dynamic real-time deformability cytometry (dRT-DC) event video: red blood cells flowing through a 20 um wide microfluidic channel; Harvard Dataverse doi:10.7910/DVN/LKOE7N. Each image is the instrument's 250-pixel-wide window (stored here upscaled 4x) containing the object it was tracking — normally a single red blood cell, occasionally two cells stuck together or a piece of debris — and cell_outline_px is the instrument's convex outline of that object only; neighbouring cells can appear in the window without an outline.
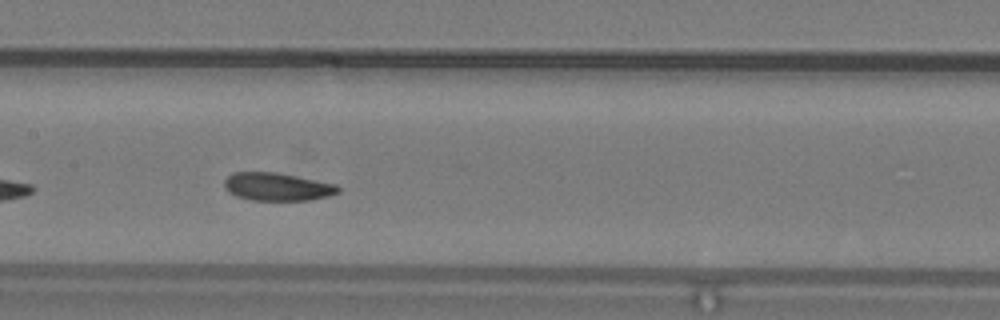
{"species": "common noctule bat (a hibernating species)", "species_latin": "Nyctalus noctula", "temperature_condition": "warm", "stored_images_in_passage": 35, "camera_frame_rate_fps": 3000, "um_per_image_px": 0.085, "animal": {"sex": "male", "body_mass_g": 19.2, "forearm_length_mm": 51.8}, "frame": {"image": 1, "passage_image": 11, "time_ms": 3.333, "image_size_px": [1000, 320], "cell_outline_px": [[340, 192], [332, 196], [312, 200], [252, 200], [236, 196], [228, 192], [224, 188], [224, 180], [232, 172], [276, 172], [336, 184], [340, 188]], "centroid_in_image_um": [23.58, 15.88], "position_along_channel_um": 183.8, "area_um2": 18.73}}
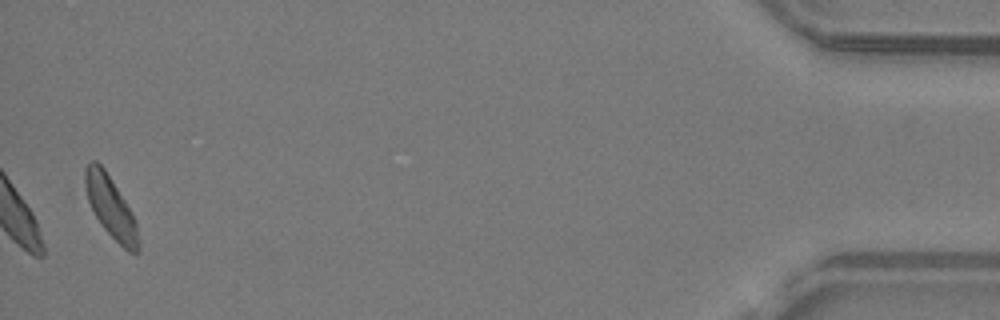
{"frame": {"image": 2, "passage_image": 35, "time_ms": 11.333, "image_size_px": [1000, 320], "cell_outline_px": [[140, 252], [128, 252], [104, 228], [96, 216], [88, 200], [84, 184], [84, 168], [92, 160], [96, 160], [104, 168], [132, 212], [136, 224], [140, 244]], "centroid_in_image_um": [9.41, 17.59], "position_along_channel_um": 425.8, "area_um2": 18.79}, "authors_computed_cell_mechanics": {"area_um2": 19.3052, "velocity_mm_per_s": 4.1276, "shape_relaxation_time_tau1_ms": 4.6565, "shape_relaxation_time_tau2_ms": null, "deformation_change_tau1": 0.1162, "deformation_change_tau2": null}}